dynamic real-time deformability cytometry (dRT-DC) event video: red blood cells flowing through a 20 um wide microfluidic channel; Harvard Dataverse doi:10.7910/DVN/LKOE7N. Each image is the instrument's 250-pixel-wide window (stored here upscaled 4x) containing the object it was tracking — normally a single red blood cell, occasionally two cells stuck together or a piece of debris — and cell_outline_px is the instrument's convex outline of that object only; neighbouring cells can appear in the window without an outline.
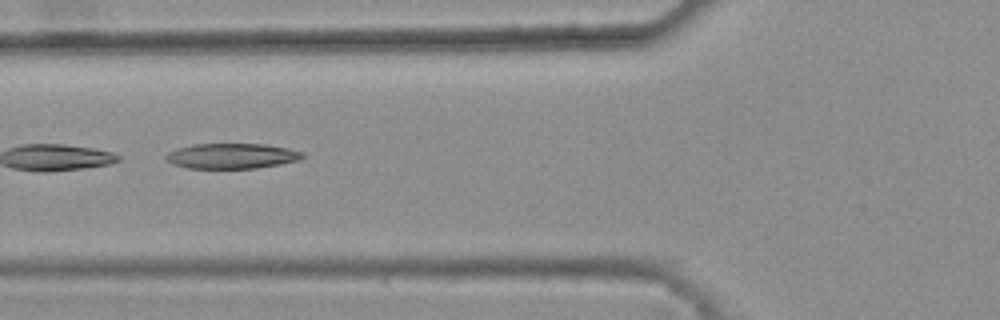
{"species": "common noctule bat (a hibernating species)", "species_latin": "Nyctalus noctula", "temperature_condition": "warm", "stored_images_in_passage": 2, "camera_frame_rate_fps": 3000, "um_per_image_px": 0.085, "animal": {"sex": "female", "body_mass_g": 25.1}, "frame": {"image": 1, "passage_image": 2, "time_ms": 0.333, "image_size_px": [1000, 320], "cell_outline_px": [[304, 156], [300, 160], [280, 164], [256, 168], [188, 168], [172, 164], [164, 156], [168, 152], [176, 148], [192, 144], [264, 144], [288, 148], [304, 152]], "centroid_in_image_um": [19.7, 13.25], "position_along_channel_um": 106.1, "area_um2": 20.17}}